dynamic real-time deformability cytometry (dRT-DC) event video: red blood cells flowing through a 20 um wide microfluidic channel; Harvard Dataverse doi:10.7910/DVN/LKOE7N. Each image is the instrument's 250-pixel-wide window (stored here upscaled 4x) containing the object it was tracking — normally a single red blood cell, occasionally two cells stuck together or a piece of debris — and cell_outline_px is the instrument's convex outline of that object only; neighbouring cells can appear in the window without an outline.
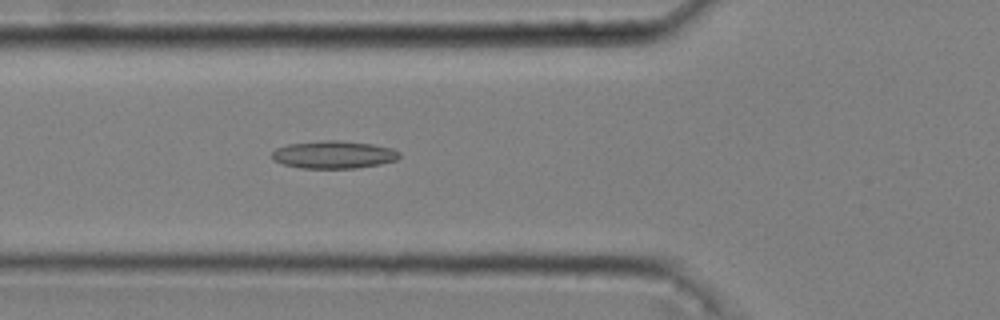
{"species": "common noctule bat (a hibernating species)", "species_latin": "Nyctalus noctula", "temperature_condition": "cold", "stored_images_in_passage": 53, "camera_frame_rate_fps": 3000, "um_per_image_px": 0.085, "animal": {"sex": "male", "body_mass_g": 20.4}, "frame": {"image": 1, "passage_image": 20, "time_ms": 6.333, "image_size_px": [1000, 320], "cell_outline_px": [[400, 156], [396, 160], [380, 164], [356, 168], [300, 168], [284, 164], [272, 160], [272, 152], [276, 148], [288, 144], [324, 140], [340, 140], [372, 144], [392, 148], [400, 152]], "centroid_in_image_um": [28.36, 13.14], "position_along_channel_um": 97.4, "area_um2": 20.58}}
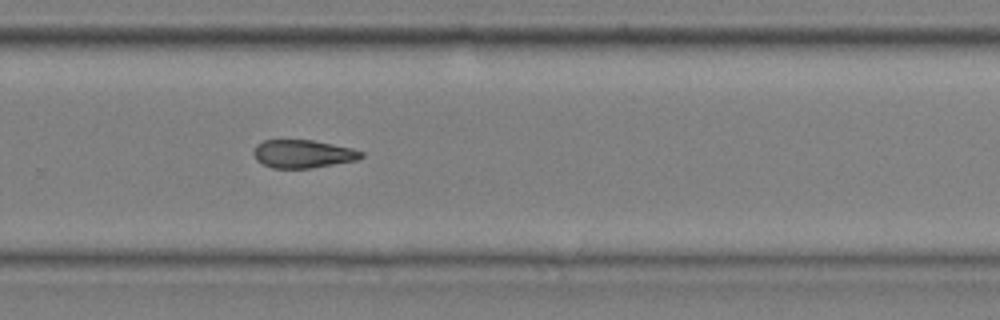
{"frame": {"image": 2, "passage_image": 37, "time_ms": 12.0, "image_size_px": [1000, 320], "cell_outline_px": [[364, 156], [356, 160], [312, 168], [272, 168], [260, 164], [256, 160], [252, 152], [256, 144], [264, 140], [312, 140], [352, 148], [364, 152]], "centroid_in_image_um": [25.71, 13.08], "position_along_channel_um": 304.1, "area_um2": 17.74}}
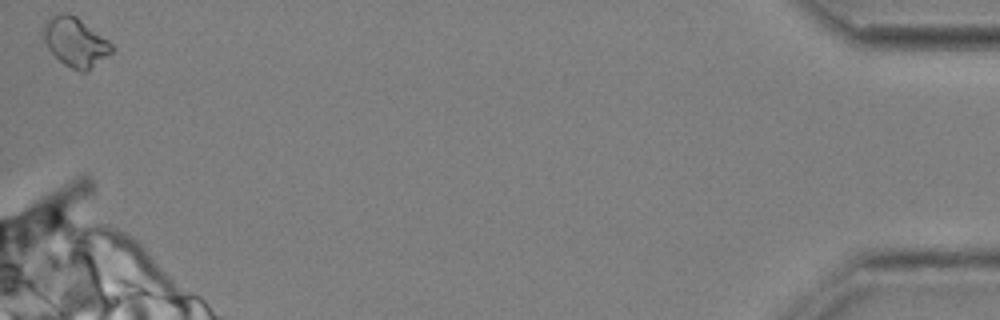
{"frame": {"image": 3, "passage_image": 53, "time_ms": 17.333, "image_size_px": [1000, 320], "cell_outline_px": [[112, 52], [88, 72], [80, 72], [64, 64], [44, 44], [44, 24], [52, 16], [60, 12], [68, 12], [76, 16], [108, 40], [112, 44]], "centroid_in_image_um": [6.41, 3.58], "position_along_channel_um": 428.8, "area_um2": 19.42}, "authors_computed_cell_mechanics": {"area_um2": 18.9006, "velocity_mm_per_s": 3.6466, "shape_relaxation_time_tau1_ms": null, "shape_relaxation_time_tau2_ms": 8.3806, "deformation_change_tau1": null, "deformation_change_tau2": 0.1877}}